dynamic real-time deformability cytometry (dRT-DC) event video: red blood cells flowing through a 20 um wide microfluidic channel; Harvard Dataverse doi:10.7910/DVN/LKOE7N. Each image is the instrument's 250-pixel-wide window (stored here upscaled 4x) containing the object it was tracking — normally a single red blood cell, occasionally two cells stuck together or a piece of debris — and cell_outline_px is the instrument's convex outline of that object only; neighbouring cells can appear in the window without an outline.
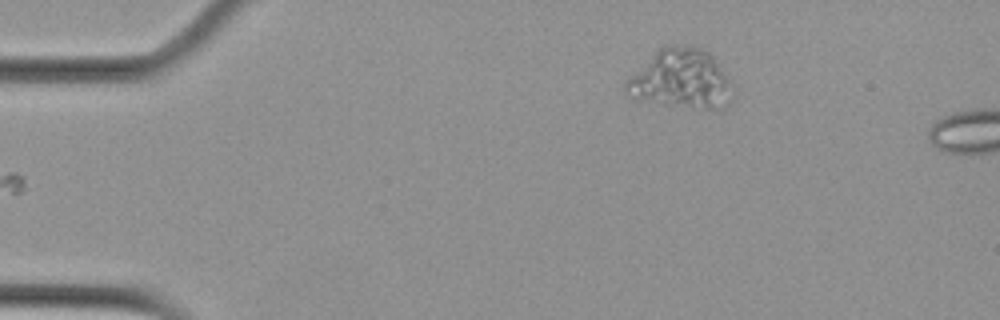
{"species": "Egyptian fruit bat (a non-hibernating species)", "species_latin": "Rousettus aegyptiacus", "temperature_condition": "cold", "stored_images_in_passage": 5, "camera_frame_rate_fps": 3000, "um_per_image_px": 0.085, "animal": {"sex": "female"}, "frame": {"image": 1, "passage_image": 1, "time_ms": 0.0, "image_size_px": [1000, 320], "cell_outline_px": [[732, 100], [724, 108], [692, 108], [668, 104], [624, 96], [624, 80], [628, 76], [664, 44], [688, 44], [704, 48], [712, 56], [728, 76]], "centroid_in_image_um": [57.84, 6.69], "position_along_channel_um": 27.2, "area_um2": 37.17}}